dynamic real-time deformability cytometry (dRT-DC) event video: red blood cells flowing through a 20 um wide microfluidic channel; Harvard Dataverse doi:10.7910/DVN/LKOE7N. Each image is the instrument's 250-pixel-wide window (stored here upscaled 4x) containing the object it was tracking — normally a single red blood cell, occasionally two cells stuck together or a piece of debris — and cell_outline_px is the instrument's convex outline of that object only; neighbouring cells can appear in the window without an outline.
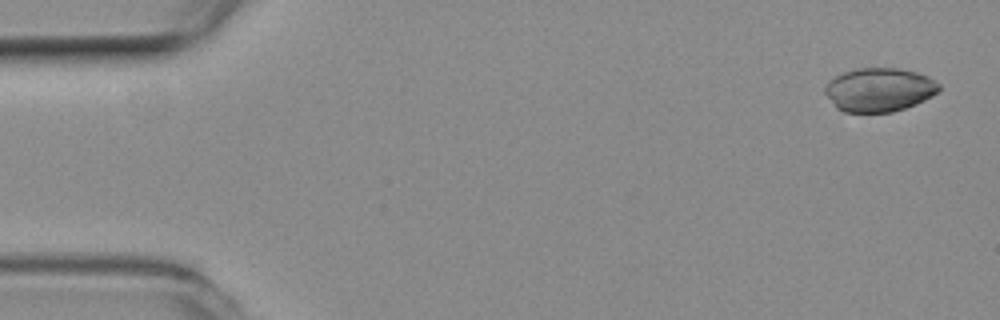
{"species": "common noctule bat (a hibernating species)", "species_latin": "Nyctalus noctula", "temperature_condition": "room temperature", "stored_images_in_passage": 6, "segment_of_instrument_passage": [2, 2], "camera_frame_rate_fps": 3000, "um_per_image_px": 0.085, "animal": {"sex": "female", "body_mass_g": 19.3, "forearm_length_mm": 54.1}, "frame": {"image": 1, "passage_image": 6, "time_ms": 1.667, "image_size_px": [1000, 320], "cell_outline_px": [[940, 88], [932, 96], [916, 104], [892, 112], [844, 112], [836, 108], [824, 92], [824, 88], [828, 80], [844, 72], [856, 68], [900, 68], [916, 72], [928, 76], [940, 84]], "centroid_in_image_um": [74.72, 7.62], "position_along_channel_um": 10.3, "area_um2": 29.13}}